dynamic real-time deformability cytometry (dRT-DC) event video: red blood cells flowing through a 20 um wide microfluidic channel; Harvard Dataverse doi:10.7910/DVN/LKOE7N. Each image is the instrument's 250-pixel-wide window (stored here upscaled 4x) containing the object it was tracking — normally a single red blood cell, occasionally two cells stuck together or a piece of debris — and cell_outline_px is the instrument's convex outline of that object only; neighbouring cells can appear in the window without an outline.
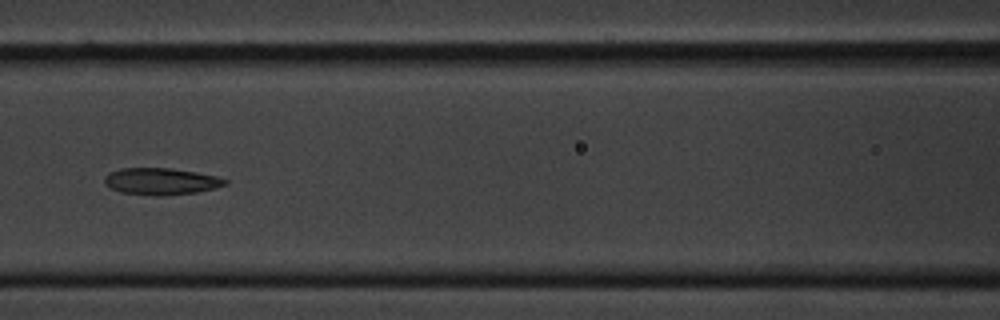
{"species": "common noctule bat (a hibernating species)", "species_latin": "Nyctalus noctula", "temperature_condition": "cold", "stored_images_in_passage": 9, "camera_frame_rate_fps": 3000, "um_per_image_px": 0.085, "animal": {"sex": "male", "body_mass_g": 20.1, "forearm_length_mm": 53.5}, "frame": {"image": 1, "passage_image": 7, "time_ms": 2.0, "image_size_px": [1000, 320], "cell_outline_px": [[228, 184], [216, 188], [196, 192], [160, 196], [156, 196], [120, 192], [108, 188], [104, 184], [104, 176], [108, 172], [120, 168], [168, 168], [196, 172], [216, 176], [228, 180]], "centroid_in_image_um": [13.64, 15.42], "position_along_channel_um": 153.0, "area_um2": 19.02}}
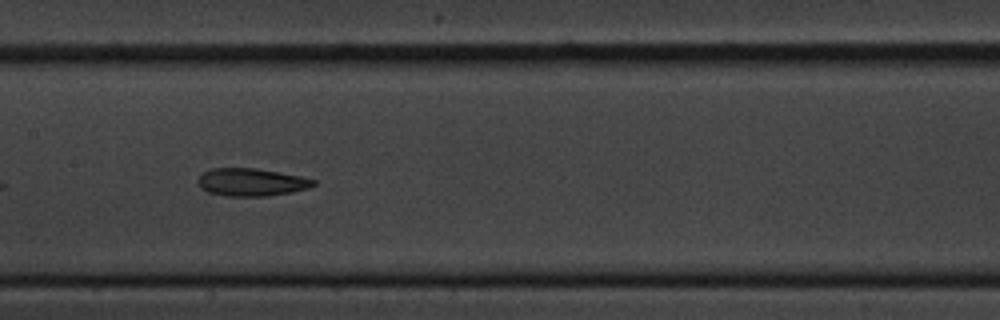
{"frame": {"image": 2, "passage_image": 8, "time_ms": 2.333, "image_size_px": [1000, 320], "cell_outline_px": [[316, 184], [308, 188], [292, 192], [268, 196], [224, 196], [208, 192], [200, 188], [196, 180], [200, 172], [212, 168], [256, 168], [300, 176], [316, 180]], "centroid_in_image_um": [21.31, 15.48], "position_along_channel_um": 186.1, "area_um2": 18.9}}
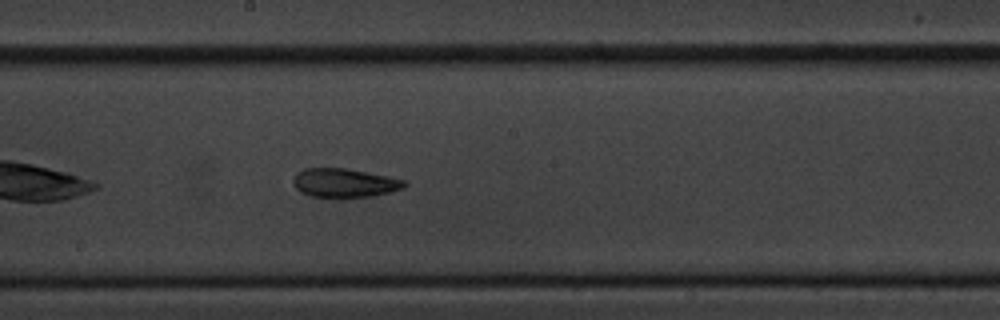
{"frame": {"image": 3, "passage_image": 9, "time_ms": 2.667, "image_size_px": [1000, 320], "cell_outline_px": [[408, 184], [404, 188], [372, 196], [308, 196], [300, 192], [292, 184], [292, 180], [296, 172], [304, 168], [344, 168], [388, 176], [408, 180]], "centroid_in_image_um": [29.26, 15.52], "position_along_channel_um": 218.9, "area_um2": 18.61}}